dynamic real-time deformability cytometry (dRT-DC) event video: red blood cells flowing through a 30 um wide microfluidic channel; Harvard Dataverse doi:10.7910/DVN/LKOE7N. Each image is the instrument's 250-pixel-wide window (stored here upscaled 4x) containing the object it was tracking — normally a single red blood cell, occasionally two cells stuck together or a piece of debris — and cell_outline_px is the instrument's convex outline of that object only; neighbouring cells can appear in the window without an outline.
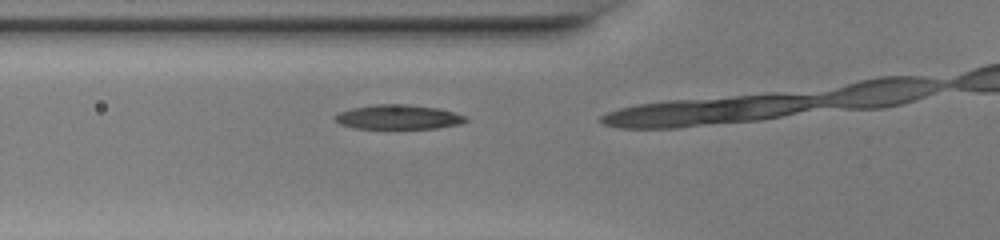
{"species": "common noctule bat (a hibernating species)", "species_latin": "Nyctalus noctula", "temperature_condition": "warm", "stored_images_in_passage": 3, "camera_frame_rate_fps": 3000, "um_per_image_px": 0.085, "animal": {"sex": "female", "body_mass_g": 20.0, "forearm_length_mm": 54.0}, "frame": {"image": 1, "passage_image": 2, "time_ms": 0.333, "image_size_px": [1000, 240], "cell_outline_px": [[468, 120], [460, 124], [436, 128], [352, 128], [340, 124], [332, 116], [340, 112], [352, 108], [376, 104], [408, 104], [440, 108], [464, 116]], "centroid_in_image_um": [33.83, 9.94], "position_along_channel_um": 92.0, "area_um2": 18.55}}